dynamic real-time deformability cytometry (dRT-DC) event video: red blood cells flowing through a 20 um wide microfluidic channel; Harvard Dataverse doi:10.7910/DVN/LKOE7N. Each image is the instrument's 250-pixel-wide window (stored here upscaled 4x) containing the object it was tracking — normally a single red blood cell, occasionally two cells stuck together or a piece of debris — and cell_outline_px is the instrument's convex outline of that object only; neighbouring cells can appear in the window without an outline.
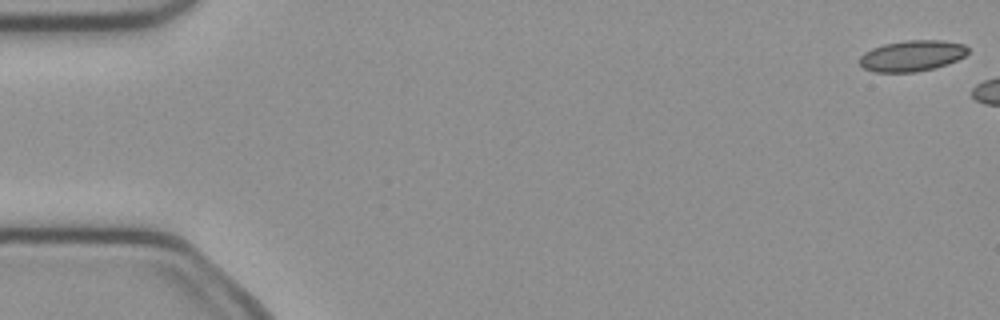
{"species": "common noctule bat (a hibernating species)", "species_latin": "Nyctalus noctula", "temperature_condition": "cold", "stored_images_in_passage": 5, "camera_frame_rate_fps": 3000, "um_per_image_px": 0.085, "animal": {"sex": "female", "body_mass_g": 21.9}, "frame": {"image": 1, "passage_image": 1, "time_ms": 0.0, "image_size_px": [1000, 320], "cell_outline_px": [[968, 52], [964, 56], [948, 64], [916, 72], [876, 72], [864, 68], [860, 64], [860, 56], [864, 52], [872, 48], [884, 44], [904, 40], [940, 40], [964, 44], [968, 48]], "centroid_in_image_um": [77.51, 4.73], "position_along_channel_um": 7.5, "area_um2": 19.48}}